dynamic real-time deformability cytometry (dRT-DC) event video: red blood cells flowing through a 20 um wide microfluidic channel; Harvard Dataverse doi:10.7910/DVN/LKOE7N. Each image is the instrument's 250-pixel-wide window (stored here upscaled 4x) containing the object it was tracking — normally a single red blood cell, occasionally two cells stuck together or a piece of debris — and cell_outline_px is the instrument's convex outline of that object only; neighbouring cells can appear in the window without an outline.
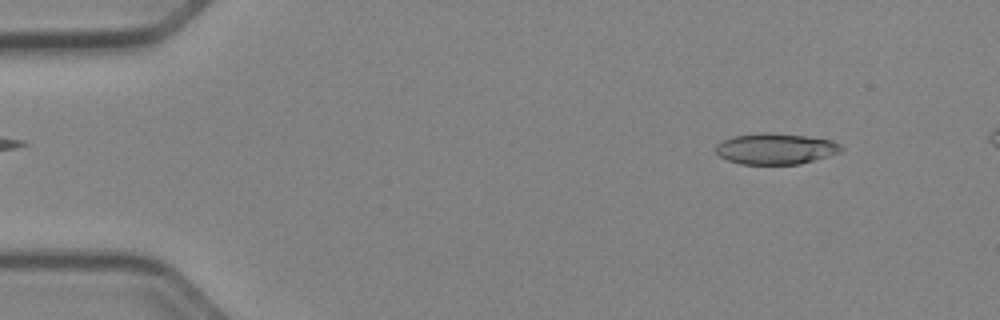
{"species": "Egyptian fruit bat (a non-hibernating species)", "species_latin": "Rousettus aegyptiacus", "temperature_condition": "cold", "stored_images_in_passage": 50, "camera_frame_rate_fps": 3000, "um_per_image_px": 0.085, "animal": {"sex": "female"}, "frame": {"image": 1, "passage_image": 5, "time_ms": 1.333, "image_size_px": [1000, 320], "cell_outline_px": [[844, 148], [840, 152], [828, 156], [800, 164], [740, 164], [728, 160], [720, 156], [716, 152], [716, 144], [720, 140], [732, 136], [756, 132], [772, 132], [808, 136], [832, 140], [840, 144]], "centroid_in_image_um": [65.91, 12.62], "position_along_channel_um": 19.1, "area_um2": 23.0}}
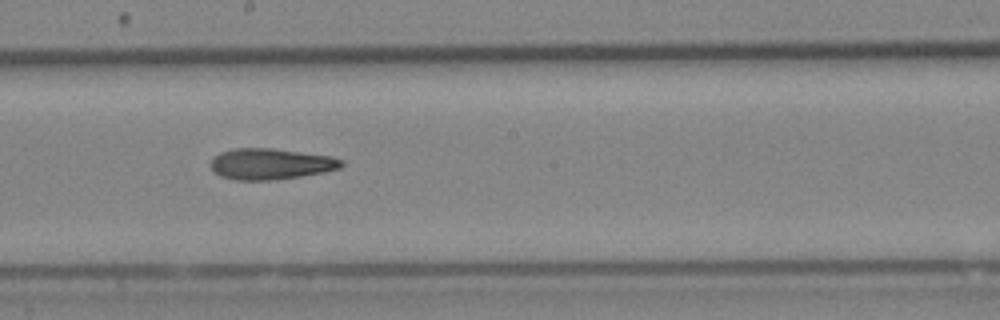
{"frame": {"image": 2, "passage_image": 28, "time_ms": 9.0, "image_size_px": [1000, 320], "cell_outline_px": [[344, 164], [340, 168], [324, 172], [300, 176], [268, 180], [236, 180], [220, 176], [212, 168], [212, 156], [220, 152], [232, 148], [272, 148], [332, 156], [344, 160]], "centroid_in_image_um": [23.02, 13.92], "position_along_channel_um": 225.2, "area_um2": 23.64}}
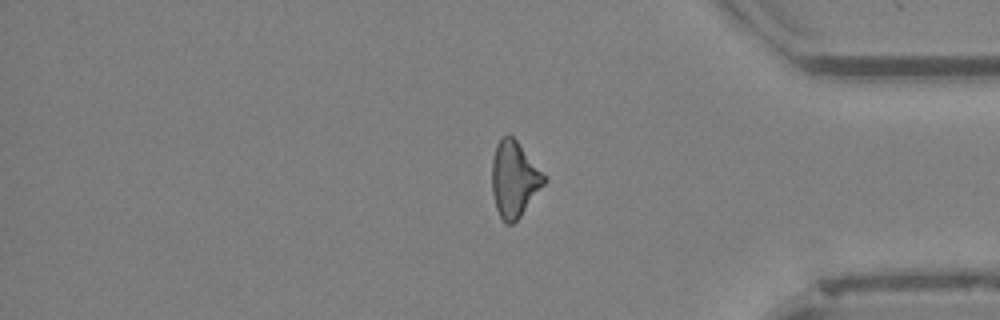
{"frame": {"image": 3, "passage_image": 42, "time_ms": 13.667, "image_size_px": [1000, 320], "cell_outline_px": [[548, 180], [520, 216], [512, 224], [504, 224], [496, 208], [492, 192], [492, 160], [496, 144], [508, 132], [516, 140]], "centroid_in_image_um": [43.69, 15.24], "position_along_channel_um": 391.5, "area_um2": 22.77}, "authors_computed_cell_mechanics": {"area_um2": 23.1778, "velocity_mm_per_s": 3.9685, "shape_relaxation_time_tau1_ms": null, "shape_relaxation_time_tau2_ms": 5.2271, "deformation_change_tau1": null, "deformation_change_tau2": 0.1588}}